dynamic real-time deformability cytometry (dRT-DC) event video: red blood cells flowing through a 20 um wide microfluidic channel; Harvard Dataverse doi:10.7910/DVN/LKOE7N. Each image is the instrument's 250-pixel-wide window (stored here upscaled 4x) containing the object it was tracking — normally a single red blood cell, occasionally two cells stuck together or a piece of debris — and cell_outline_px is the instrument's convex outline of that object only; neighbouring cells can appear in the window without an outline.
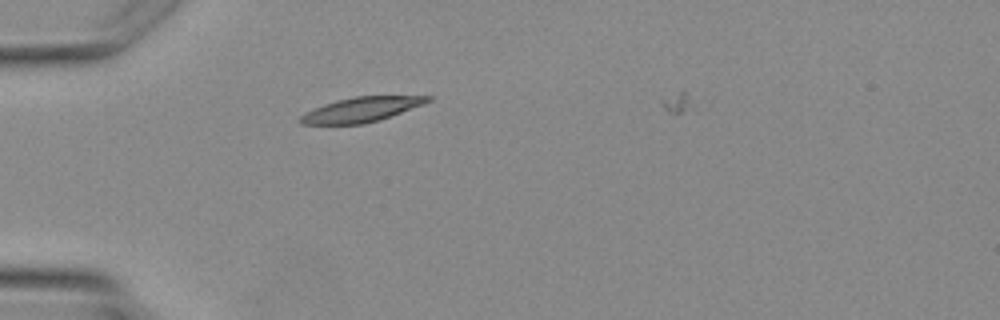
{"species": "Egyptian fruit bat (a non-hibernating species)", "species_latin": "Rousettus aegyptiacus", "temperature_condition": "warm", "stored_images_in_passage": 2, "camera_frame_rate_fps": 3000, "um_per_image_px": 0.085, "animal": {"sex": "female"}, "frame": {"image": 1, "passage_image": 1, "time_ms": 0.0, "image_size_px": [1000, 320], "cell_outline_px": [[432, 100], [424, 104], [380, 120], [364, 124], [300, 124], [296, 120], [304, 112], [324, 104], [336, 100], [356, 96], [432, 96]], "centroid_in_image_um": [30.68, 9.32], "position_along_channel_um": 54.3, "area_um2": 18.44}}